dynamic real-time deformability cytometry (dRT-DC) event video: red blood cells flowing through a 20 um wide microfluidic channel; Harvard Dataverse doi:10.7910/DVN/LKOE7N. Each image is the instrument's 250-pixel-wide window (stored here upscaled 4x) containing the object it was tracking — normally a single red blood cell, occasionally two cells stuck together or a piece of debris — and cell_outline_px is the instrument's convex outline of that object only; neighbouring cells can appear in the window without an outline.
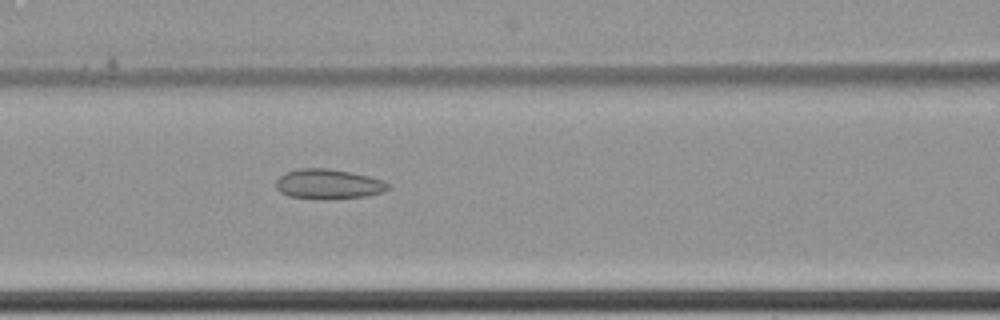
{"species": "common noctule bat (a hibernating species)", "species_latin": "Nyctalus noctula", "temperature_condition": "cold", "stored_images_in_passage": 9, "camera_frame_rate_fps": 3000, "um_per_image_px": 0.085, "animal": {"sex": "female", "body_mass_g": 22.7, "forearm_length_mm": 54.2}, "frame": {"image": 1, "passage_image": 9, "time_ms": 2.667, "image_size_px": [1000, 320], "cell_outline_px": [[388, 188], [380, 192], [368, 196], [328, 200], [320, 200], [288, 196], [280, 192], [276, 188], [276, 180], [284, 172], [300, 168], [328, 168], [352, 172], [384, 180], [388, 184]], "centroid_in_image_um": [27.87, 15.65], "position_along_channel_um": 138.7, "area_um2": 19.83}}